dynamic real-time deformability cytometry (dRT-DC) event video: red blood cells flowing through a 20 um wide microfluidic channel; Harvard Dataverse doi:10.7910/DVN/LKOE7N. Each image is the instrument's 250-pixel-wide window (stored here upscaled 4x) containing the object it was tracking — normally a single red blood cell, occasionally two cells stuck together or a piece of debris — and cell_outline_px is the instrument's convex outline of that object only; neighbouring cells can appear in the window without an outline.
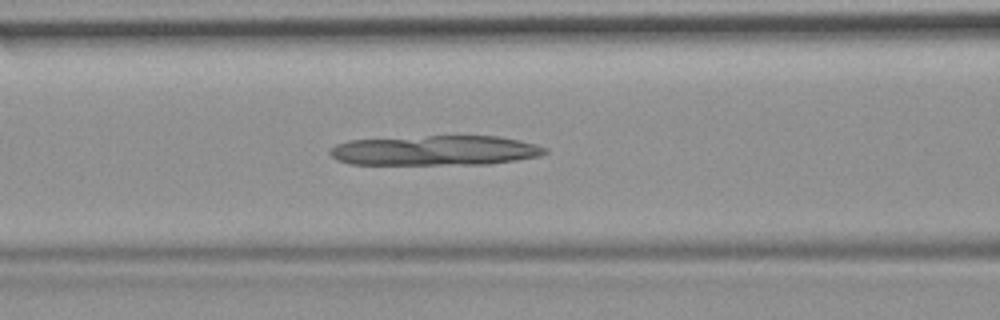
{"species": "common noctule bat (a hibernating species)", "species_latin": "Nyctalus noctula", "temperature_condition": "room temperature", "stored_images_in_passage": 39, "camera_frame_rate_fps": 3000, "um_per_image_px": 0.085, "animal": {"sex": "female", "body_mass_g": 19.9}, "frame": {"image": 1, "passage_image": 7, "time_ms": 2.0, "image_size_px": [1000, 320], "cell_outline_px": [[548, 152], [540, 156], [516, 160], [488, 164], [348, 164], [336, 160], [328, 152], [336, 144], [348, 140], [428, 136], [496, 136], [520, 140], [536, 144], [548, 148]], "centroid_in_image_um": [37.0, 12.79], "position_along_channel_um": 129.6, "area_um2": 37.57}}
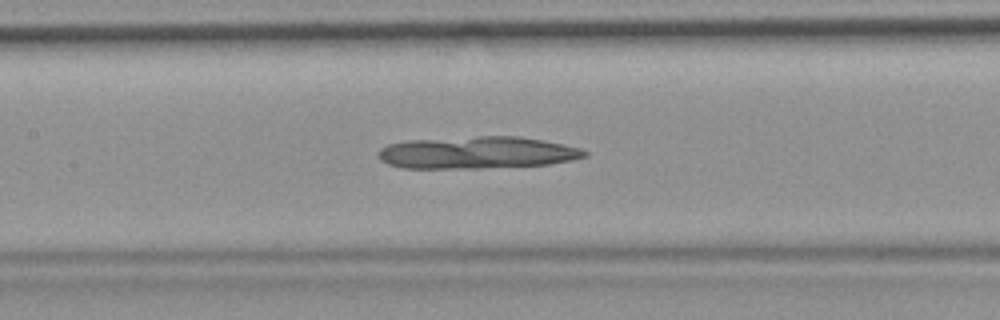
{"frame": {"image": 2, "passage_image": 10, "time_ms": 3.0, "image_size_px": [1000, 320], "cell_outline_px": [[588, 156], [572, 160], [548, 164], [480, 168], [404, 168], [388, 164], [380, 160], [376, 156], [376, 152], [380, 148], [388, 144], [412, 140], [480, 136], [520, 136], [544, 140], [580, 148], [588, 152]], "centroid_in_image_um": [40.54, 12.97], "position_along_channel_um": 166.9, "area_um2": 38.73}}
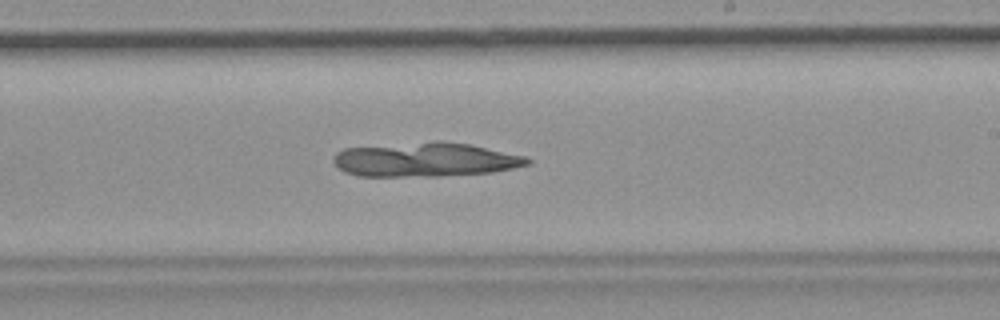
{"frame": {"image": 3, "passage_image": 17, "time_ms": 5.333, "image_size_px": [1000, 320], "cell_outline_px": [[532, 164], [492, 172], [440, 176], [360, 176], [344, 172], [332, 160], [332, 156], [336, 152], [344, 148], [436, 140], [440, 140], [468, 144], [524, 156], [532, 160]], "centroid_in_image_um": [36.13, 13.56], "position_along_channel_um": 252.9, "area_um2": 38.73}}